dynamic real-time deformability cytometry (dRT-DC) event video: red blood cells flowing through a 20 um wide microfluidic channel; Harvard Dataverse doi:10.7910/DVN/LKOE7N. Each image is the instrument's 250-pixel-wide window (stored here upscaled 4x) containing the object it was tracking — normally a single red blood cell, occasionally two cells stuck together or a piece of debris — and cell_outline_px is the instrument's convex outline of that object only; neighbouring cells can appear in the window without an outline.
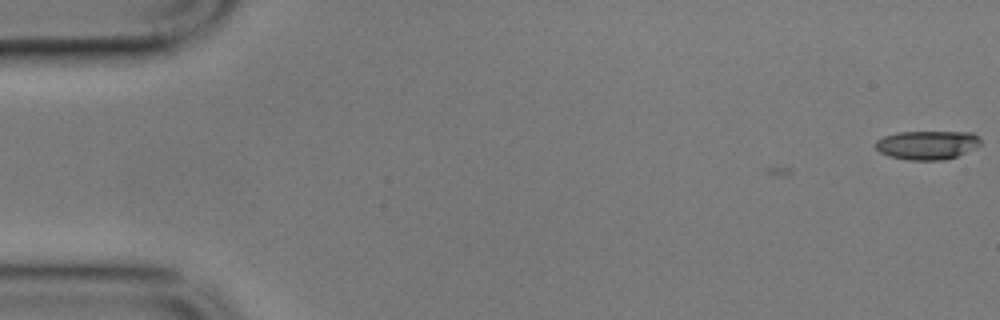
{"species": "common noctule bat (a hibernating species)", "species_latin": "Nyctalus noctula", "temperature_condition": "cold", "stored_images_in_passage": 5, "camera_frame_rate_fps": 3000, "um_per_image_px": 0.085, "animal": {"sex": "male", "body_mass_g": 17.9}, "frame": {"image": 1, "passage_image": 5, "time_ms": 1.333, "image_size_px": [1000, 320], "cell_outline_px": [[980, 144], [976, 148], [956, 156], [944, 160], [908, 160], [888, 156], [880, 152], [876, 148], [876, 140], [884, 136], [896, 132], [972, 132], [980, 136]], "centroid_in_image_um": [78.82, 12.32], "position_along_channel_um": 6.2, "area_um2": 17.74}}